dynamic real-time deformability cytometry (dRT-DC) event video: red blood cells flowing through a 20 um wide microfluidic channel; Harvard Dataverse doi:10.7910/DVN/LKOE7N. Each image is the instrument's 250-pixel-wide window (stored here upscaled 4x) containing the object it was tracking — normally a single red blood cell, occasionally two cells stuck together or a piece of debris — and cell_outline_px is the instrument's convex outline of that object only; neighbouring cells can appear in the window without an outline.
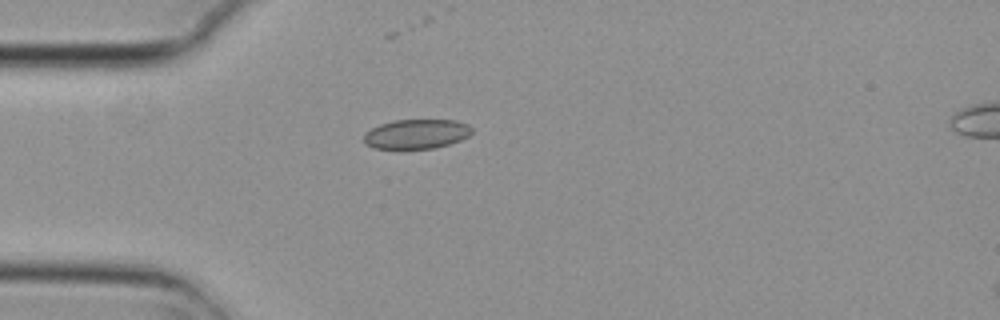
{"species": "common noctule bat (a hibernating species)", "species_latin": "Nyctalus noctula", "temperature_condition": "cold", "stored_images_in_passage": 3, "camera_frame_rate_fps": 3000, "um_per_image_px": 0.085, "animal": {"sex": "female", "body_mass_g": 29.2, "forearm_length_mm": 56.3}, "frame": {"image": 1, "passage_image": 3, "time_ms": 0.667, "image_size_px": [1000, 320], "cell_outline_px": [[472, 132], [468, 136], [460, 140], [436, 148], [372, 148], [364, 144], [364, 132], [380, 124], [392, 120], [456, 120], [468, 124], [472, 128]], "centroid_in_image_um": [35.38, 11.38], "position_along_channel_um": 49.6, "area_um2": 18.61}}